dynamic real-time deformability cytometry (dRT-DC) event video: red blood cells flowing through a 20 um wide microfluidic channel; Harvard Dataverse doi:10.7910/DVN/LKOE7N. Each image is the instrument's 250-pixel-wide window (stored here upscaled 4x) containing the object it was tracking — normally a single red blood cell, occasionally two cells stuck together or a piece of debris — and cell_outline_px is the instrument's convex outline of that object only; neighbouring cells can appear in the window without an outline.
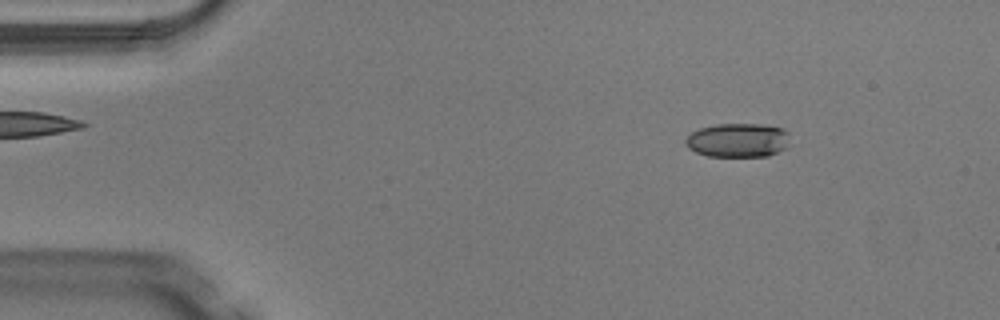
{"species": "Egyptian fruit bat (a non-hibernating species)", "species_latin": "Rousettus aegyptiacus", "temperature_condition": "warm", "stored_images_in_passage": 3, "camera_frame_rate_fps": 3000, "um_per_image_px": 0.085, "animal": {"sex": "male"}, "frame": {"image": 1, "passage_image": 1, "time_ms": 0.0, "image_size_px": [1000, 320], "cell_outline_px": [[788, 132], [784, 148], [768, 156], [708, 156], [696, 152], [688, 148], [684, 144], [684, 140], [692, 132], [700, 128], [716, 124], [760, 124], [784, 128]], "centroid_in_image_um": [62.66, 11.91], "position_along_channel_um": 22.3, "area_um2": 20.52}}